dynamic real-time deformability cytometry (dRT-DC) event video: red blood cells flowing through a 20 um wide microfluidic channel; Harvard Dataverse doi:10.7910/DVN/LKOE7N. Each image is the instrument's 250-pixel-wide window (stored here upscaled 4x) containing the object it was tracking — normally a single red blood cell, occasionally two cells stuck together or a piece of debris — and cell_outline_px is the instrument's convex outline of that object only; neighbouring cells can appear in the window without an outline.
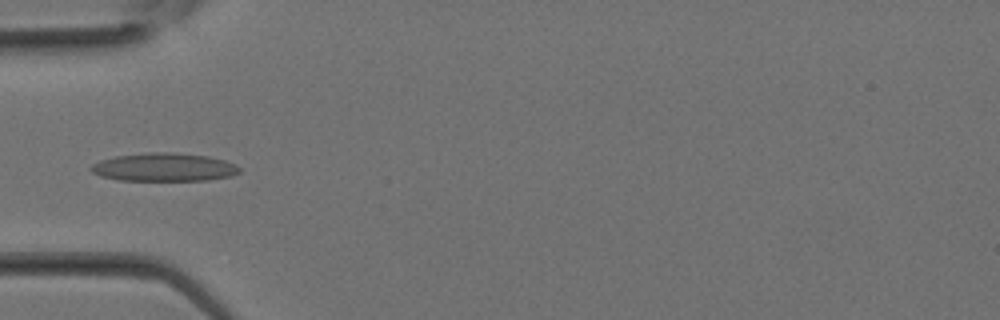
{"species": "Egyptian fruit bat (a non-hibernating species)", "species_latin": "Rousettus aegyptiacus", "temperature_condition": "room temperature", "stored_images_in_passage": 25, "camera_frame_rate_fps": 3000, "um_per_image_px": 0.085, "animal": {"sex": "female"}, "frame": {"image": 1, "passage_image": 3, "time_ms": 0.667, "image_size_px": [1000, 320], "cell_outline_px": [[240, 172], [232, 176], [208, 180], [116, 180], [100, 176], [92, 172], [88, 168], [92, 164], [100, 160], [116, 156], [148, 152], [176, 152], [208, 156], [224, 160], [236, 164], [240, 168]], "centroid_in_image_um": [13.94, 14.21], "position_along_channel_um": 71.1, "area_um2": 24.62}}
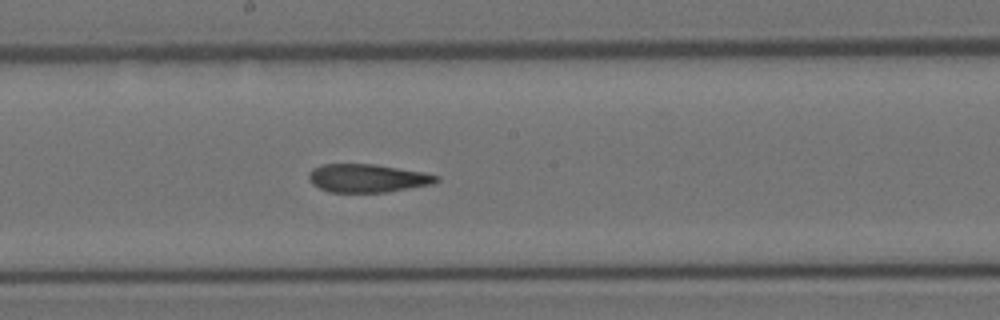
{"frame": {"image": 2, "passage_image": 10, "time_ms": 3.0, "image_size_px": [1000, 320], "cell_outline_px": [[440, 180], [436, 184], [384, 192], [328, 192], [312, 184], [308, 176], [308, 172], [312, 168], [320, 164], [372, 164], [424, 172], [440, 176]], "centroid_in_image_um": [31.24, 15.14], "position_along_channel_um": 217.0, "area_um2": 21.15}}
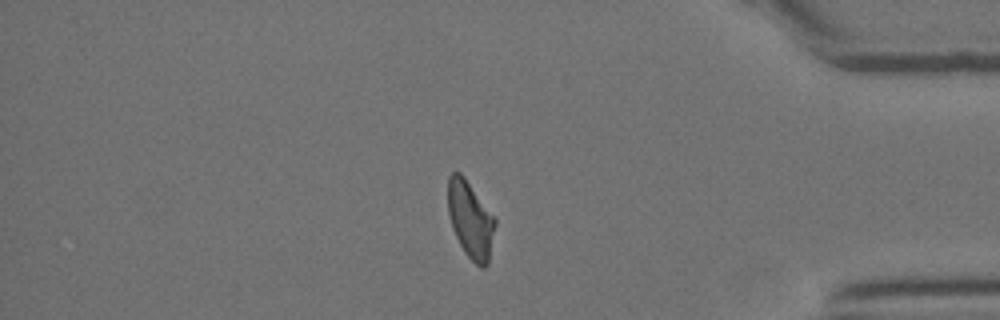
{"frame": {"image": 3, "passage_image": 20, "time_ms": 6.333, "image_size_px": [1000, 320], "cell_outline_px": [[496, 224], [488, 264], [484, 268], [480, 268], [464, 252], [452, 228], [448, 212], [448, 176], [452, 172], [460, 172], [464, 176], [496, 216]], "centroid_in_image_um": [40.01, 18.65], "position_along_channel_um": 395.2, "area_um2": 21.44}}